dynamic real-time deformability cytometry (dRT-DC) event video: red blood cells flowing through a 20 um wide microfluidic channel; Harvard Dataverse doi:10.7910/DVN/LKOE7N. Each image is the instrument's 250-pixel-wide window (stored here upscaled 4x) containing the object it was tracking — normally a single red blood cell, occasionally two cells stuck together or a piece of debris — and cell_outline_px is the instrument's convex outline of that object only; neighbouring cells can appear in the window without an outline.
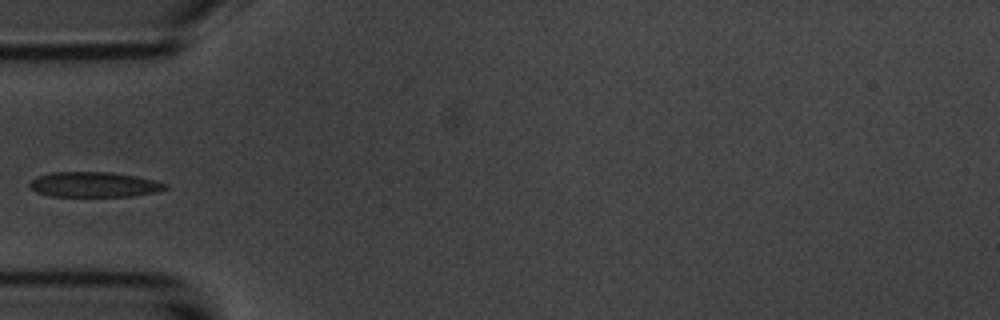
{"species": "common noctule bat (a hibernating species)", "species_latin": "Nyctalus noctula", "temperature_condition": "room temperature", "stored_images_in_passage": 5, "camera_frame_rate_fps": 3000, "um_per_image_px": 0.085, "animal": {"sex": "male", "body_mass_g": 20.1, "forearm_length_mm": 53.5}, "frame": {"image": 1, "passage_image": 4, "time_ms": 3.333, "image_size_px": [1000, 320], "cell_outline_px": [[168, 188], [156, 192], [132, 196], [48, 196], [36, 192], [28, 184], [36, 176], [52, 172], [112, 172], [136, 176], [156, 180], [168, 184]], "centroid_in_image_um": [8.01, 15.68], "position_along_channel_um": 77.0, "area_um2": 20.0}}